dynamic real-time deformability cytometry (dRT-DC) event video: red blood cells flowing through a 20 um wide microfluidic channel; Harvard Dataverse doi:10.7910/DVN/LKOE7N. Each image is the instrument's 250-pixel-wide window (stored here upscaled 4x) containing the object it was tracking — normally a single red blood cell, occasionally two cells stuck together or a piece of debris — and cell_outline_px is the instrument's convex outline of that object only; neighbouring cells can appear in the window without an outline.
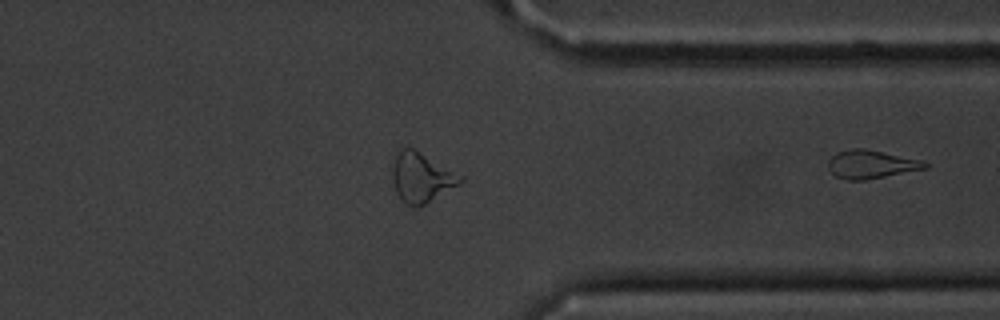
{"species": "common noctule bat (a hibernating species)", "species_latin": "Nyctalus noctula", "temperature_condition": "cold", "stored_images_in_passage": 27, "segment_of_instrument_passage": [2, 2], "camera_frame_rate_fps": 3000, "um_per_image_px": 0.085, "animal": {"sex": "male", "body_mass_g": 20.1, "forearm_length_mm": 53.5}, "frame": {"image": 1, "passage_image": 27, "time_ms": 8.667, "image_size_px": [1000, 320], "cell_outline_px": [[928, 168], [864, 180], [844, 180], [836, 176], [828, 168], [828, 160], [836, 152], [852, 148], [864, 148], [924, 160], [928, 164]], "centroid_in_image_um": [74.05, 13.96], "position_along_channel_um": 337.4, "area_um2": 16.07}}